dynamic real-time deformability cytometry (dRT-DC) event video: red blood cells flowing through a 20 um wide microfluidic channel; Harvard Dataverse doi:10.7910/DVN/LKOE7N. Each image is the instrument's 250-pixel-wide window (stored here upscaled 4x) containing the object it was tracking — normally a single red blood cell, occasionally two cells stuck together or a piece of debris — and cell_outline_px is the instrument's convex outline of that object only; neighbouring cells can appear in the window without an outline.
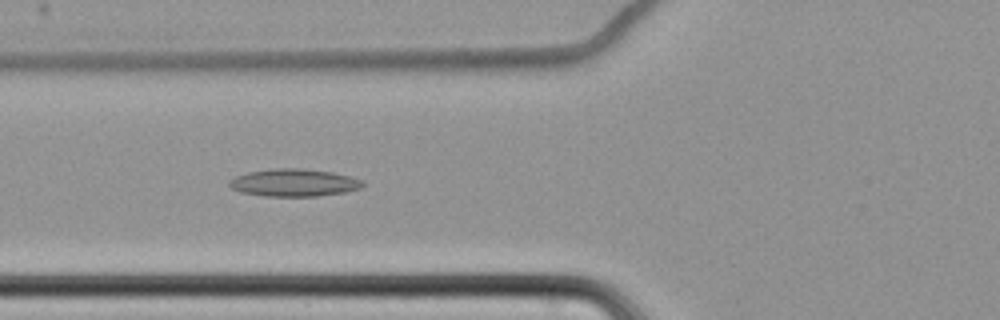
{"species": "common noctule bat (a hibernating species)", "species_latin": "Nyctalus noctula", "temperature_condition": "cold", "stored_images_in_passage": 46, "camera_frame_rate_fps": 3000, "um_per_image_px": 0.085, "animal": {"sex": "female", "body_mass_g": 22.7, "forearm_length_mm": 54.2}, "frame": {"image": 1, "passage_image": 10, "time_ms": 3.0, "image_size_px": [1000, 320], "cell_outline_px": [[364, 184], [360, 188], [344, 192], [316, 196], [264, 196], [240, 192], [232, 188], [228, 184], [228, 180], [236, 176], [248, 172], [272, 168], [300, 168], [332, 172], [364, 180]], "centroid_in_image_um": [24.96, 15.52], "position_along_channel_um": 100.8, "area_um2": 21.39}}
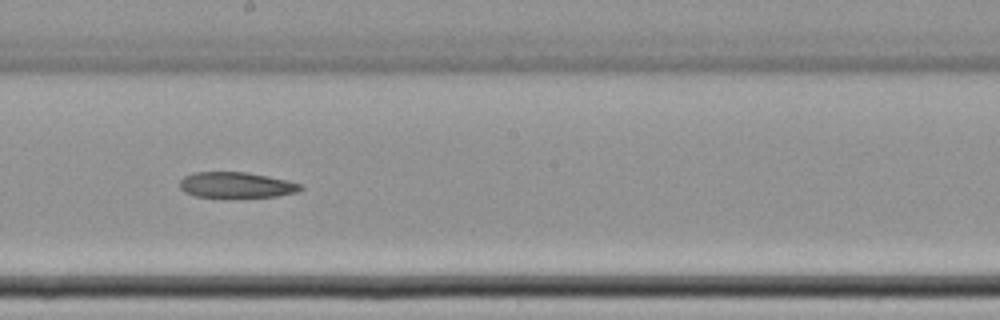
{"frame": {"image": 2, "passage_image": 21, "time_ms": 6.667, "image_size_px": [1000, 320], "cell_outline_px": [[304, 188], [296, 192], [276, 196], [196, 196], [184, 192], [180, 188], [180, 180], [184, 176], [192, 172], [248, 172], [268, 176], [300, 184]], "centroid_in_image_um": [20.04, 15.7], "position_along_channel_um": 228.2, "area_um2": 17.69}}
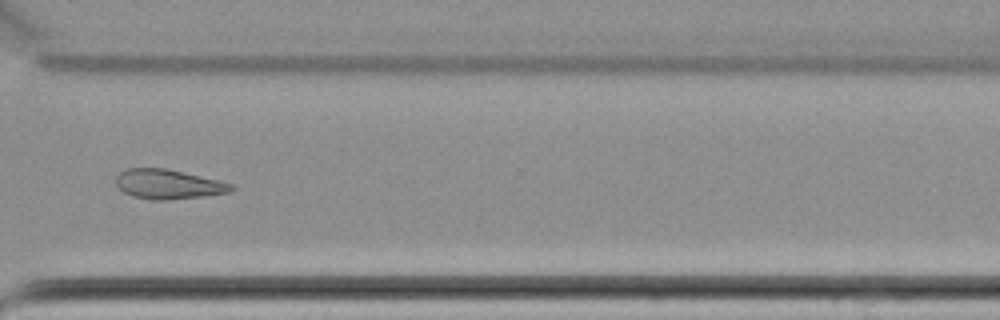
{"frame": {"image": 3, "passage_image": 32, "time_ms": 10.333, "image_size_px": [1000, 320], "cell_outline_px": [[236, 188], [228, 192], [204, 196], [168, 200], [152, 200], [132, 196], [124, 192], [116, 184], [116, 176], [120, 172], [128, 168], [164, 168], [236, 184]], "centroid_in_image_um": [14.31, 15.66], "position_along_channel_um": 356.3, "area_um2": 19.83}}